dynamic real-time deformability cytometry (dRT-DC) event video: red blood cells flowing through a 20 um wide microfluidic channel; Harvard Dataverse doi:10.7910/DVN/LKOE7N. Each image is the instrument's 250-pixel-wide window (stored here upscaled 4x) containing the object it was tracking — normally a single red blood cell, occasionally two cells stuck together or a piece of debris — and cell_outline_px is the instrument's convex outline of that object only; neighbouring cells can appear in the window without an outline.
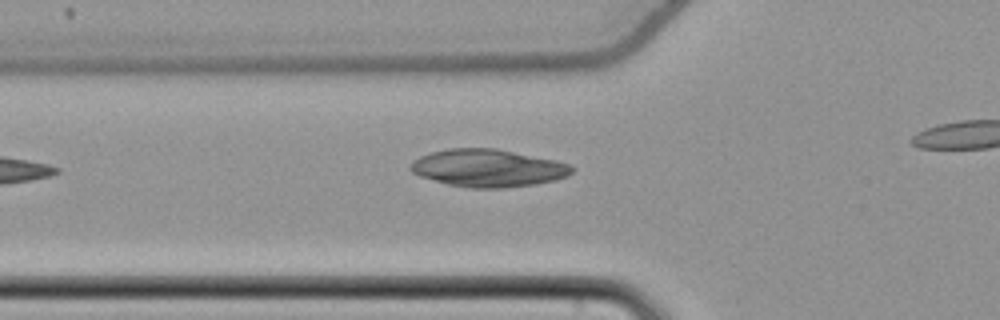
{"species": "common noctule bat (a hibernating species)", "species_latin": "Nyctalus noctula", "temperature_condition": "cold", "stored_images_in_passage": 22, "camera_frame_rate_fps": 3000, "um_per_image_px": 0.085, "animal": {"sex": "female", "body_mass_g": 22.7, "forearm_length_mm": 54.2}, "frame": {"image": 1, "passage_image": 2, "time_ms": 0.333, "image_size_px": [1000, 320], "cell_outline_px": [[576, 168], [568, 176], [556, 180], [536, 184], [504, 188], [468, 188], [448, 184], [420, 176], [412, 172], [408, 168], [412, 160], [420, 156], [432, 152], [448, 148], [496, 148], [556, 160], [568, 164]], "centroid_in_image_um": [41.49, 14.28], "position_along_channel_um": 84.3, "area_um2": 35.55}}
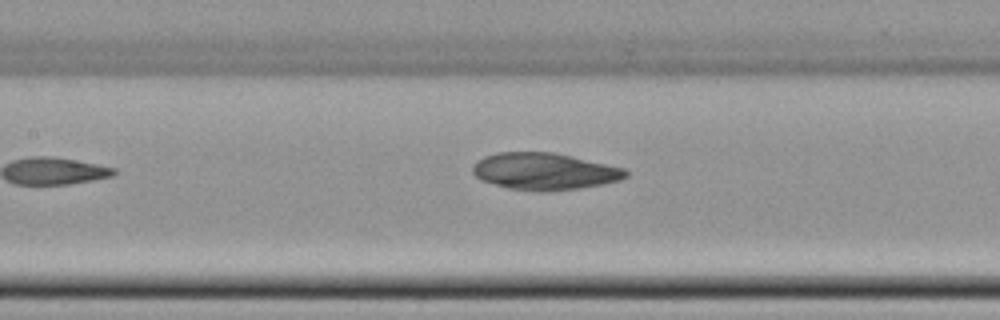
{"frame": {"image": 2, "passage_image": 8, "time_ms": 2.333, "image_size_px": [1000, 320], "cell_outline_px": [[628, 176], [620, 180], [580, 188], [540, 192], [508, 188], [480, 180], [472, 172], [472, 164], [476, 160], [484, 156], [496, 152], [552, 152], [624, 168], [628, 172]], "centroid_in_image_um": [46.22, 14.56], "position_along_channel_um": 161.2, "area_um2": 32.89}}
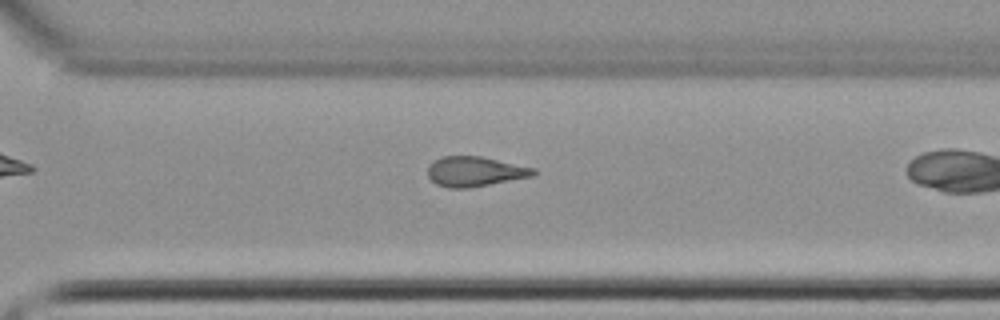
{"frame": {"image": 3, "passage_image": 18, "time_ms": 5.667, "image_size_px": [1000, 320], "cell_outline_px": [[536, 172], [532, 176], [468, 188], [448, 188], [436, 184], [428, 176], [428, 164], [432, 160], [440, 156], [480, 156], [536, 168]], "centroid_in_image_um": [40.32, 14.57], "position_along_channel_um": 330.3, "area_um2": 18.44}}